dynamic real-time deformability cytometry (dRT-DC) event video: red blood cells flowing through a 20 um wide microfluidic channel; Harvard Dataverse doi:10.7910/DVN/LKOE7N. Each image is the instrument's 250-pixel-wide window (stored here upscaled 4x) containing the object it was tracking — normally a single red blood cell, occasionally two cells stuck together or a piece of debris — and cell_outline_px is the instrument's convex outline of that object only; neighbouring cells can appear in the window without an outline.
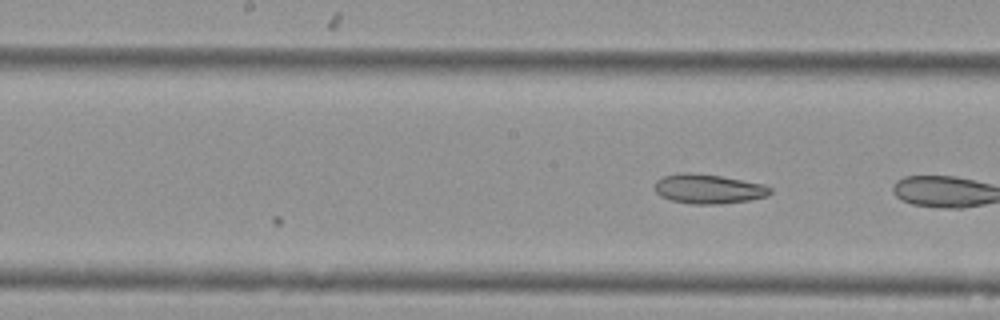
{"species": "Egyptian fruit bat (a non-hibernating species)", "species_latin": "Rousettus aegyptiacus", "temperature_condition": "cold", "stored_images_in_passage": 6, "camera_frame_rate_fps": 3000, "um_per_image_px": 0.085, "animal": {"sex": "female"}, "frame": {"image": 1, "passage_image": 6, "time_ms": 1.667, "image_size_px": [1000, 320], "cell_outline_px": [[772, 192], [768, 196], [748, 200], [720, 204], [692, 204], [672, 200], [660, 196], [656, 192], [656, 180], [664, 176], [680, 172], [692, 172], [720, 176], [764, 184], [772, 188]], "centroid_in_image_um": [60.23, 16.05], "position_along_channel_um": 188.0, "area_um2": 19.83}}